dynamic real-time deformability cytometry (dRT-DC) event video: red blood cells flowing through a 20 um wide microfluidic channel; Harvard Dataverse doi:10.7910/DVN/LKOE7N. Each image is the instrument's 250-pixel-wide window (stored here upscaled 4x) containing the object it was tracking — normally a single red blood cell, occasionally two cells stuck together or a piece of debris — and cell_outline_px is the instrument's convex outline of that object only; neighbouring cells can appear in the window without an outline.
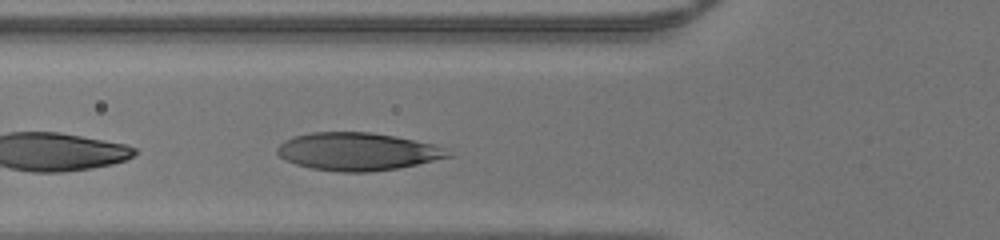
{"species": "human", "species_latin": "Homo sapiens", "temperature_condition": "warm", "stored_images_in_passage": 15, "camera_frame_rate_fps": 3000, "um_per_image_px": 0.085, "donor": {"sex": "male"}, "frame": {"image": 1, "passage_image": 9, "time_ms": 2.667, "image_size_px": [1000, 240], "cell_outline_px": [[456, 156], [396, 168], [372, 172], [336, 172], [312, 168], [296, 164], [284, 160], [276, 152], [276, 148], [284, 140], [296, 136], [312, 132], [368, 132], [396, 136], [436, 144], [444, 148]], "centroid_in_image_um": [30.41, 12.88], "position_along_channel_um": 95.4, "area_um2": 37.8}}
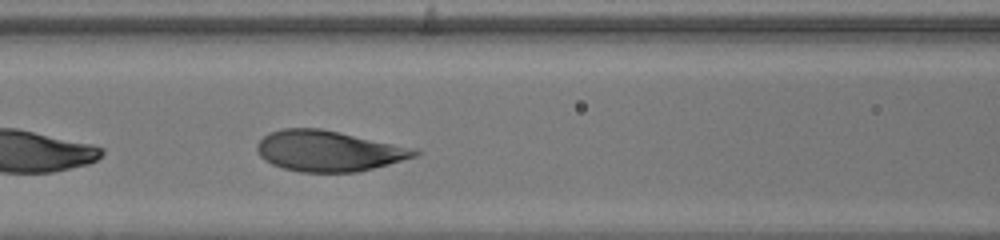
{"frame": {"image": 2, "passage_image": 12, "time_ms": 3.667, "image_size_px": [1000, 240], "cell_outline_px": [[424, 152], [416, 156], [388, 164], [356, 172], [300, 172], [284, 168], [272, 164], [264, 160], [260, 156], [256, 148], [256, 144], [268, 132], [284, 128], [320, 128], [416, 148]], "centroid_in_image_um": [27.92, 12.82], "position_along_channel_um": 138.7, "area_um2": 37.4}}